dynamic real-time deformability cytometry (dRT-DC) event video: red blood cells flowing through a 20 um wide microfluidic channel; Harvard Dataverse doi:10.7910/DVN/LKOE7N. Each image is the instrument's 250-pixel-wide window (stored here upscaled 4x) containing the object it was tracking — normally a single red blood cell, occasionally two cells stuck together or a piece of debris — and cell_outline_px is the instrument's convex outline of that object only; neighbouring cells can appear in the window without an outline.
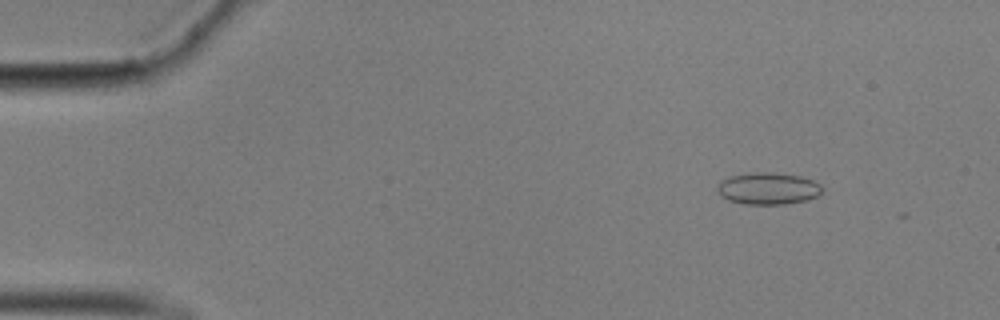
{"species": "common noctule bat (a hibernating species)", "species_latin": "Nyctalus noctula", "temperature_condition": "cold", "stored_images_in_passage": 57, "camera_frame_rate_fps": 3000, "um_per_image_px": 0.085, "animal": {"sex": "male", "body_mass_g": 17.9}, "frame": {"image": 1, "passage_image": 7, "time_ms": 2.0, "image_size_px": [1000, 320], "cell_outline_px": [[824, 188], [816, 196], [804, 200], [784, 204], [744, 204], [728, 200], [720, 196], [716, 188], [720, 180], [732, 176], [752, 172], [772, 172], [800, 176], [812, 180], [820, 184]], "centroid_in_image_um": [65.25, 16.01], "position_along_channel_um": 19.8, "area_um2": 19.48}}
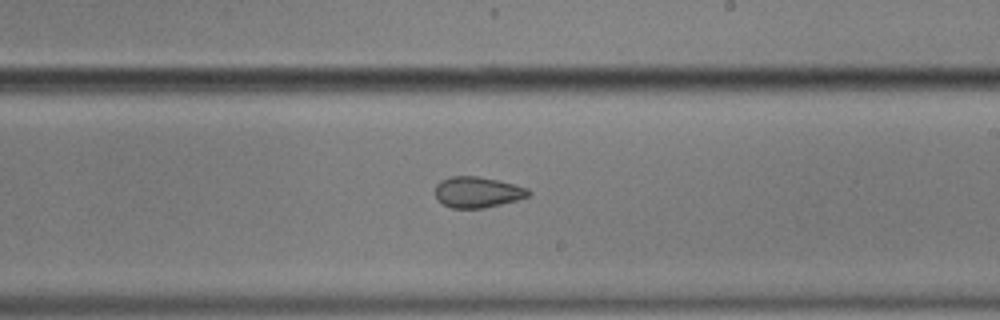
{"frame": {"image": 2, "passage_image": 34, "time_ms": 11.0, "image_size_px": [1000, 320], "cell_outline_px": [[532, 192], [528, 196], [516, 200], [484, 208], [452, 208], [444, 204], [436, 196], [436, 184], [440, 180], [452, 176], [476, 176], [496, 180], [528, 188]], "centroid_in_image_um": [40.58, 16.33], "position_along_channel_um": 248.4, "area_um2": 16.53}}
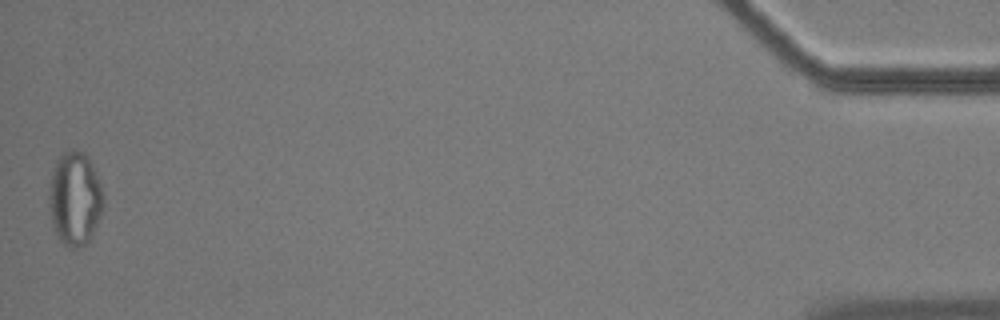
{"frame": {"image": 3, "passage_image": 57, "time_ms": 18.667, "image_size_px": [1000, 320], "cell_outline_px": [[104, 204], [100, 216], [92, 236], [84, 244], [76, 248], [68, 248], [56, 236], [52, 220], [48, 200], [48, 196], [52, 172], [56, 160], [64, 152], [72, 148], [76, 148], [84, 152], [96, 172], [100, 184], [104, 200]], "centroid_in_image_um": [6.36, 16.87], "position_along_channel_um": 428.8, "area_um2": 29.71}, "authors_computed_cell_mechanics": {"area_um2": 19.074, "velocity_mm_per_s": 3.5088, "shape_relaxation_time_tau1_ms": null, "shape_relaxation_time_tau2_ms": 1.7535, "deformation_change_tau1": null, "deformation_change_tau2": 0.0562}}